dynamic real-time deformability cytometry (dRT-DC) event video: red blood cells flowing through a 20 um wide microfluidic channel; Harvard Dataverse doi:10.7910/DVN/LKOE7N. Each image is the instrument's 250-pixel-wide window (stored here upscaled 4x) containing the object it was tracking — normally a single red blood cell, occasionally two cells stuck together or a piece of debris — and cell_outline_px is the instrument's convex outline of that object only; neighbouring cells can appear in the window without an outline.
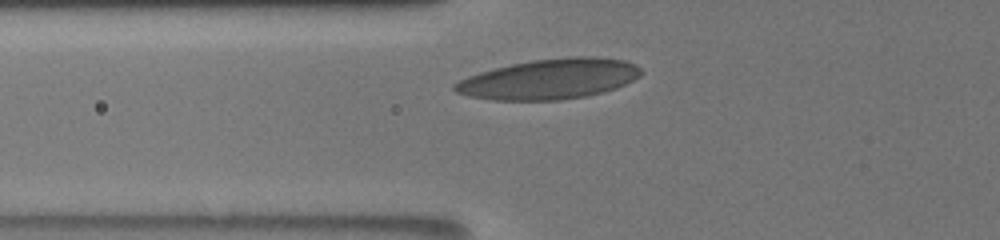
{"species": "human", "species_latin": "Homo sapiens", "temperature_condition": "room temperature", "stored_images_in_passage": 40, "camera_frame_rate_fps": 3000, "um_per_image_px": 0.085, "donor": {"sex": "male"}, "frame": {"image": 1, "passage_image": 5, "time_ms": 1.0, "image_size_px": [1000, 240], "cell_outline_px": [[640, 76], [616, 88], [604, 92], [584, 96], [560, 100], [492, 100], [468, 96], [456, 92], [452, 88], [452, 84], [468, 76], [480, 72], [512, 64], [532, 60], [572, 56], [596, 56], [624, 60], [636, 64], [640, 68]], "centroid_in_image_um": [46.69, 6.71], "position_along_channel_um": 79.1, "area_um2": 43.64}}
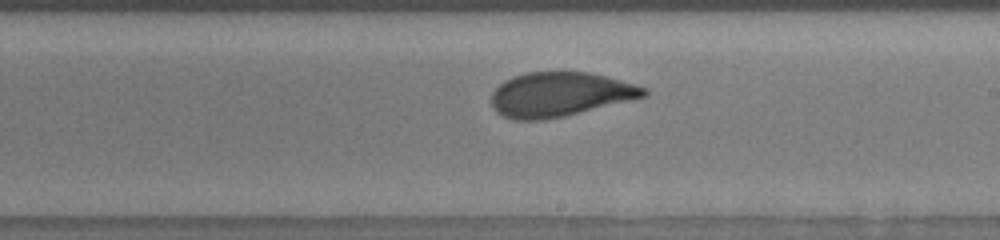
{"frame": {"image": 2, "passage_image": 31, "time_ms": 5.333, "image_size_px": [1000, 240], "cell_outline_px": [[648, 92], [644, 96], [564, 116], [544, 120], [512, 120], [496, 112], [492, 104], [492, 92], [504, 80], [512, 76], [524, 72], [592, 72], [636, 84], [648, 88]], "centroid_in_image_um": [47.56, 8.01], "position_along_channel_um": 241.4, "area_um2": 39.3}}
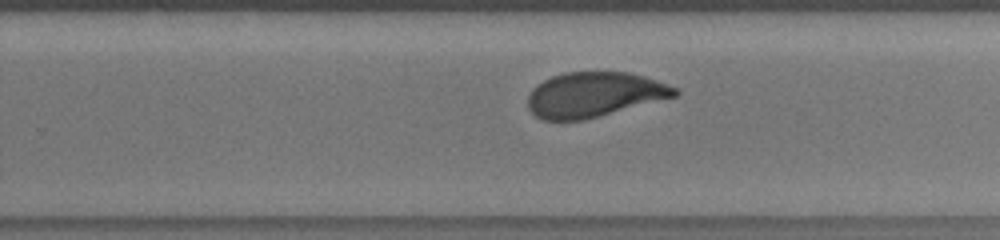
{"frame": {"image": 3, "passage_image": 39, "time_ms": 6.333, "image_size_px": [1000, 240], "cell_outline_px": [[680, 92], [676, 96], [584, 120], [540, 120], [528, 108], [528, 96], [532, 88], [536, 84], [552, 76], [564, 72], [628, 72], [644, 76], [656, 80], [676, 88]], "centroid_in_image_um": [50.47, 8.04], "position_along_channel_um": 279.3, "area_um2": 38.38}}